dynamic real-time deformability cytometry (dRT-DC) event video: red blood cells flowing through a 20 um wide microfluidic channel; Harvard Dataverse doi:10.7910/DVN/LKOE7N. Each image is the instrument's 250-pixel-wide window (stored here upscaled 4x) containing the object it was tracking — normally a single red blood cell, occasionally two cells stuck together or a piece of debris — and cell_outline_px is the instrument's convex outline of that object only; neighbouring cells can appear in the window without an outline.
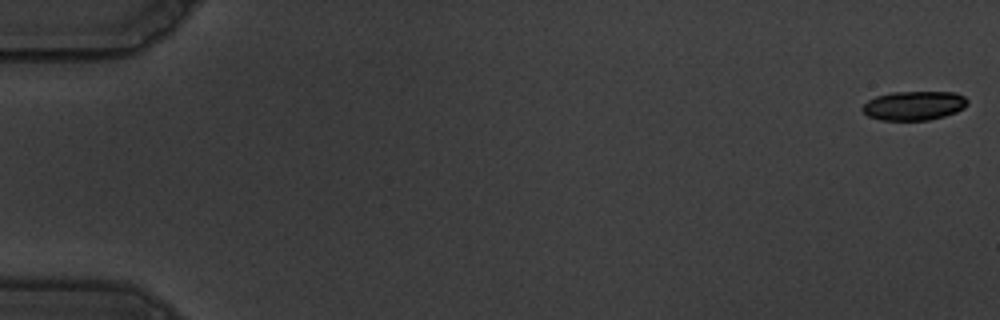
{"species": "common noctule bat (a hibernating species)", "species_latin": "Nyctalus noctula", "temperature_condition": "warm", "stored_images_in_passage": 9, "camera_frame_rate_fps": 3000, "um_per_image_px": 0.085, "animal": {"sex": "male", "body_mass_g": 19.5, "forearm_length_mm": 54.6}, "frame": {"image": 1, "passage_image": 1, "time_ms": 0.0, "image_size_px": [1000, 320], "cell_outline_px": [[968, 104], [964, 108], [956, 112], [944, 116], [928, 120], [880, 120], [868, 116], [860, 108], [868, 100], [876, 96], [892, 92], [956, 92], [964, 96], [968, 100]], "centroid_in_image_um": [77.69, 8.97], "position_along_channel_um": 7.3, "area_um2": 17.92}}